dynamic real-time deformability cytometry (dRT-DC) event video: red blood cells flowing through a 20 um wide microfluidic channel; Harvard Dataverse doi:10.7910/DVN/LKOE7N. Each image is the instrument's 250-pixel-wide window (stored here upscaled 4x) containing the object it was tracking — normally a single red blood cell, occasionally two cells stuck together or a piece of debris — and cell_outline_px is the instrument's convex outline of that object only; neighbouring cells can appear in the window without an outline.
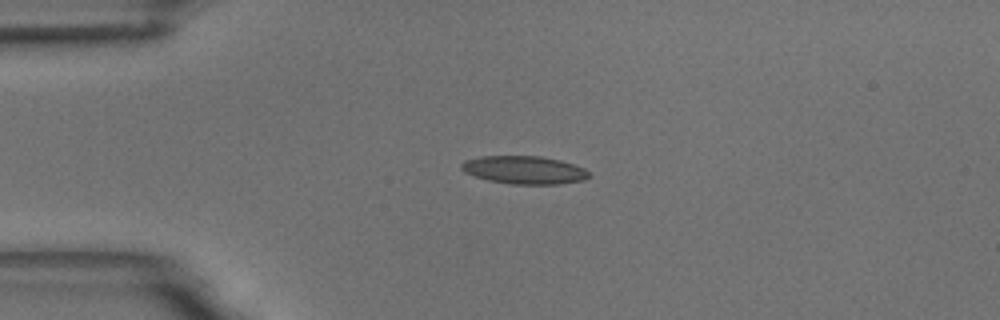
{"species": "common noctule bat (a hibernating species)", "species_latin": "Nyctalus noctula", "temperature_condition": "room temperature", "stored_images_in_passage": 43, "camera_frame_rate_fps": 3000, "um_per_image_px": 0.085, "animal": {"sex": "male", "body_mass_g": 18.8}, "frame": {"image": 1, "passage_image": 1, "time_ms": 0.0, "image_size_px": [1000, 320], "cell_outline_px": [[592, 176], [584, 180], [560, 184], [512, 184], [488, 180], [464, 172], [460, 168], [460, 164], [464, 160], [480, 156], [540, 156], [560, 160], [584, 168]], "centroid_in_image_um": [44.55, 14.44], "position_along_channel_um": 40.4, "area_um2": 20.87}}
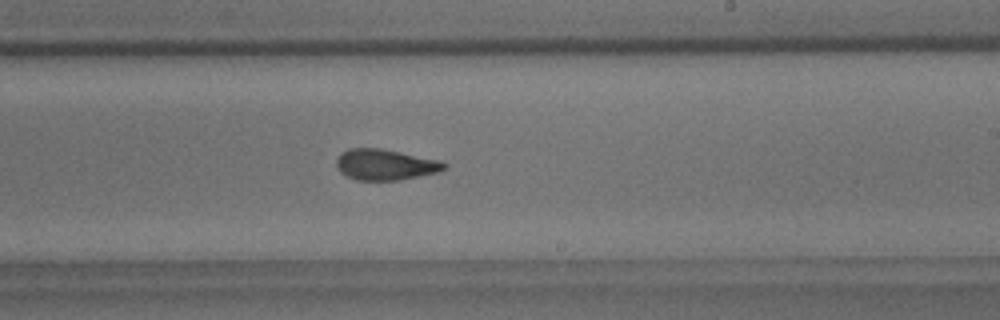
{"frame": {"image": 2, "passage_image": 21, "time_ms": 6.667, "image_size_px": [1000, 320], "cell_outline_px": [[448, 168], [440, 172], [400, 180], [356, 180], [340, 172], [336, 164], [336, 160], [340, 152], [348, 148], [380, 148], [440, 160], [448, 164]], "centroid_in_image_um": [32.77, 13.99], "position_along_channel_um": 256.2, "area_um2": 19.59}}
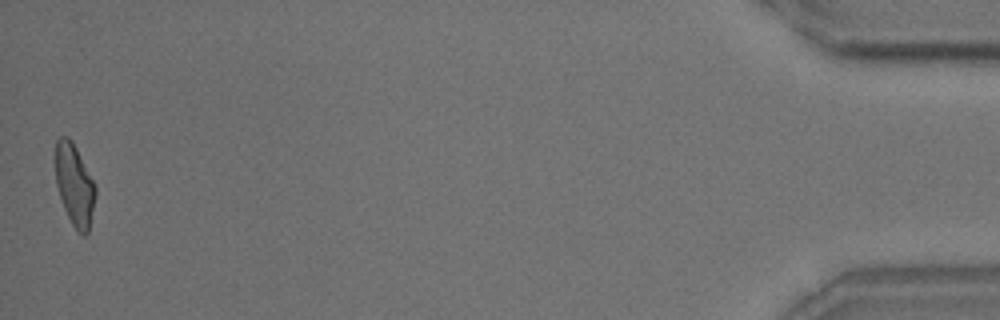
{"frame": {"image": 3, "passage_image": 43, "time_ms": 14.0, "image_size_px": [1000, 320], "cell_outline_px": [[96, 196], [88, 232], [84, 236], [76, 232], [64, 208], [56, 184], [56, 140], [60, 136], [68, 136], [72, 140], [96, 188]], "centroid_in_image_um": [6.33, 15.74], "position_along_channel_um": 428.9, "area_um2": 18.79}, "authors_computed_cell_mechanics": {"area_um2": 19.5942, "velocity_mm_per_s": 3.6203, "shape_relaxation_time_tau1_ms": 7.6545, "shape_relaxation_time_tau2_ms": 2.0473, "deformation_change_tau1": 0.2053, "deformation_change_tau2": 0.0968}}